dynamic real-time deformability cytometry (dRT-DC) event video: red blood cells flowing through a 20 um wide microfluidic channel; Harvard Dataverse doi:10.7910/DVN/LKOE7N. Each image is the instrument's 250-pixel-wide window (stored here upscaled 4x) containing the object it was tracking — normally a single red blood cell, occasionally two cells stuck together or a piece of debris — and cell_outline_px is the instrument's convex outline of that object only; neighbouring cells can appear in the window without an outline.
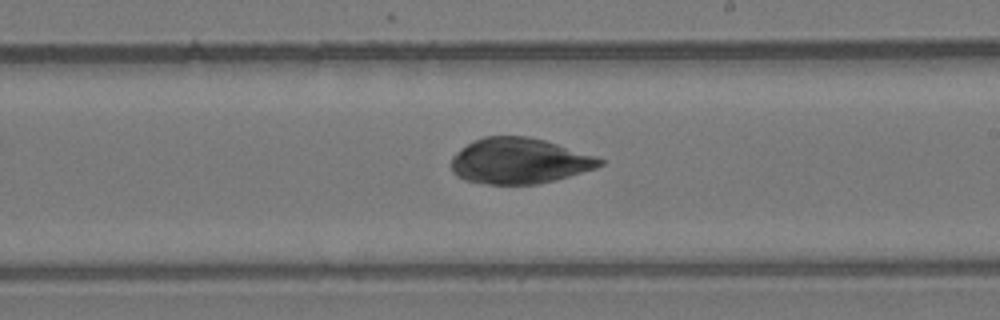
{"species": "common noctule bat (a hibernating species)", "species_latin": "Nyctalus noctula", "temperature_condition": "room temperature", "stored_images_in_passage": 47, "camera_frame_rate_fps": 3000, "um_per_image_px": 0.085, "animal": {"sex": "female", "body_mass_g": 24.6, "forearm_length_mm": 56.2}, "frame": {"image": 1, "passage_image": 27, "time_ms": 8.667, "image_size_px": [1000, 320], "cell_outline_px": [[604, 164], [596, 168], [556, 180], [536, 184], [488, 184], [464, 180], [456, 176], [452, 172], [452, 156], [456, 152], [468, 144], [484, 136], [528, 136], [544, 140], [596, 156], [604, 160]], "centroid_in_image_um": [44.14, 13.68], "position_along_channel_um": 244.9, "area_um2": 39.48}}
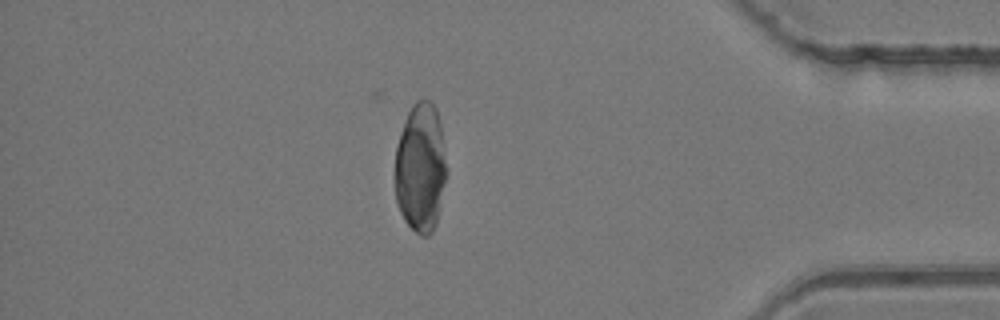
{"frame": {"image": 2, "passage_image": 40, "time_ms": 13.0, "image_size_px": [1000, 320], "cell_outline_px": [[448, 172], [436, 224], [432, 232], [428, 236], [420, 236], [404, 220], [396, 204], [396, 148], [400, 132], [404, 120], [412, 104], [416, 100], [428, 100], [436, 108], [440, 124], [448, 168]], "centroid_in_image_um": [35.77, 14.27], "position_along_channel_um": 399.4, "area_um2": 39.19}}